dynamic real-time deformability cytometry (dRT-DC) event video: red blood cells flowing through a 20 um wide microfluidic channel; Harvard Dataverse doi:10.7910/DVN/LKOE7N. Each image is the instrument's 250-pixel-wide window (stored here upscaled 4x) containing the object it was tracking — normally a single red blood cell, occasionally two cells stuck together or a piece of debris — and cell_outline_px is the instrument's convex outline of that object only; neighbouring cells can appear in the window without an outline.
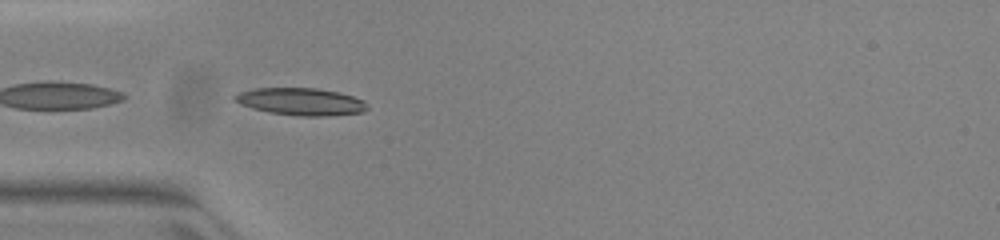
{"species": "common noctule bat (a hibernating species)", "species_latin": "Nyctalus noctula", "temperature_condition": "warm", "stored_images_in_passage": 36, "camera_frame_rate_fps": 3000, "um_per_image_px": 0.085, "animal": {"sex": "female", "body_mass_g": 23.0, "forearm_length_mm": 53.4}, "frame": {"image": 1, "passage_image": 5, "time_ms": 1.333, "image_size_px": [1000, 240], "cell_outline_px": [[368, 108], [364, 112], [324, 116], [300, 116], [268, 112], [252, 108], [240, 104], [232, 100], [232, 96], [240, 92], [256, 88], [316, 88], [340, 92], [364, 100], [368, 104]], "centroid_in_image_um": [25.58, 8.64], "position_along_channel_um": 59.4, "area_um2": 21.21}}
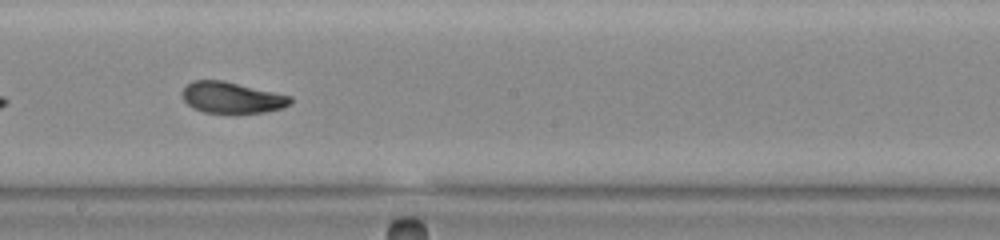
{"frame": {"image": 2, "passage_image": 18, "time_ms": 5.667, "image_size_px": [1000, 240], "cell_outline_px": [[292, 100], [284, 108], [264, 112], [204, 112], [188, 104], [184, 100], [184, 88], [192, 80], [220, 80], [292, 96]], "centroid_in_image_um": [19.73, 8.29], "position_along_channel_um": 228.5, "area_um2": 19.07}}
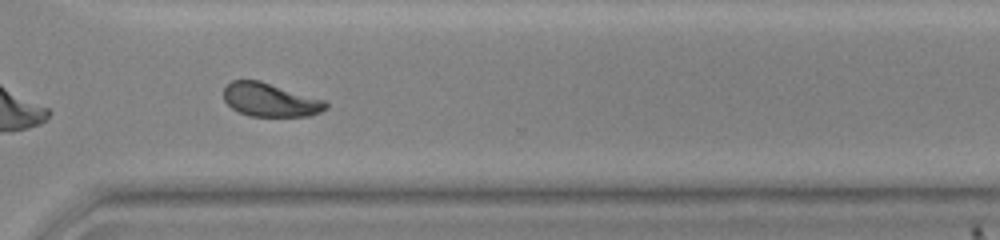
{"frame": {"image": 3, "passage_image": 27, "time_ms": 8.667, "image_size_px": [1000, 240], "cell_outline_px": [[328, 108], [320, 112], [308, 116], [248, 116], [232, 108], [224, 100], [224, 88], [232, 80], [260, 80], [328, 100]], "centroid_in_image_um": [23.02, 8.48], "position_along_channel_um": 347.6, "area_um2": 20.23}, "authors_computed_cell_mechanics": {"area_um2": 20.0855, "velocity_mm_per_s": 3.97, "shape_relaxation_time_tau1_ms": 3.4623, "shape_relaxation_time_tau2_ms": 1.0987, "deformation_change_tau1": 0.1711, "deformation_change_tau2": 0.0698}}